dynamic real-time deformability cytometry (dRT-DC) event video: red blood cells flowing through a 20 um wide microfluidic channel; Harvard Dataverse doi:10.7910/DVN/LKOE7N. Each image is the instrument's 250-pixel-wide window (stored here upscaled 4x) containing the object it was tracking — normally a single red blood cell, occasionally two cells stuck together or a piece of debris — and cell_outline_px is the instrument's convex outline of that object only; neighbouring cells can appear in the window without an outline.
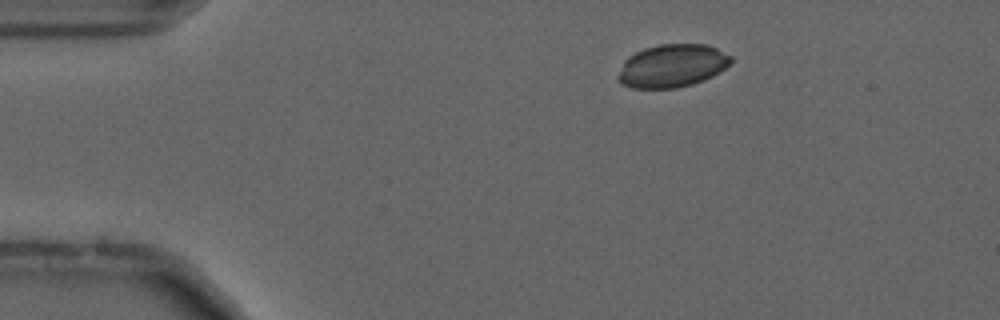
{"species": "common noctule bat (a hibernating species)", "species_latin": "Nyctalus noctula", "temperature_condition": "cold", "stored_images_in_passage": 49, "camera_frame_rate_fps": 3000, "um_per_image_px": 0.085, "animal": {"sex": "male", "forearm_length_mm": 52.5}, "frame": {"image": 1, "passage_image": 3, "time_ms": 0.667, "image_size_px": [1000, 320], "cell_outline_px": [[732, 64], [712, 76], [704, 80], [692, 84], [676, 88], [632, 88], [620, 84], [616, 76], [624, 60], [628, 56], [644, 48], [660, 44], [708, 44], [732, 56]], "centroid_in_image_um": [57.12, 5.59], "position_along_channel_um": 27.9, "area_um2": 28.55}}
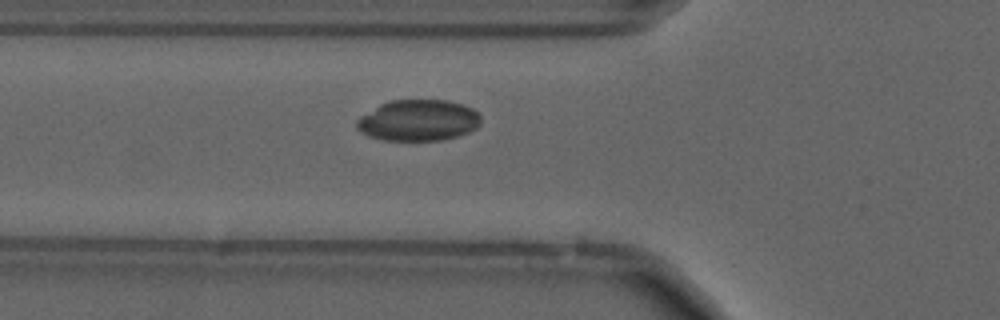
{"frame": {"image": 2, "passage_image": 13, "time_ms": 4.0, "image_size_px": [1000, 320], "cell_outline_px": [[480, 124], [476, 128], [468, 132], [456, 136], [440, 140], [380, 140], [368, 136], [360, 132], [356, 128], [356, 120], [360, 116], [380, 104], [388, 100], [448, 100], [472, 108], [480, 116]], "centroid_in_image_um": [35.51, 10.23], "position_along_channel_um": 90.3, "area_um2": 29.82}}
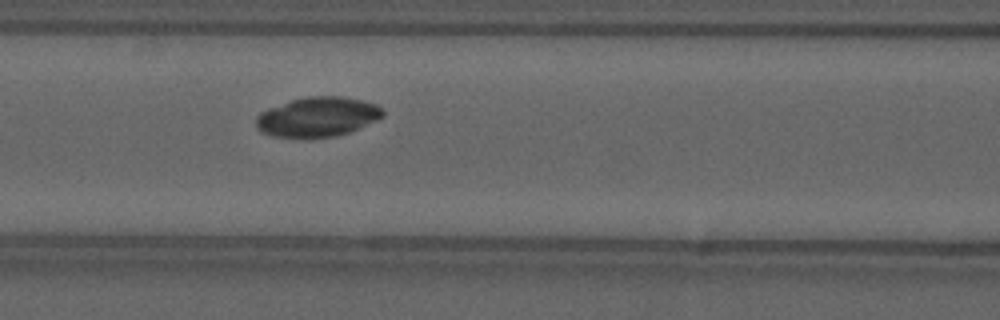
{"frame": {"image": 3, "passage_image": 17, "time_ms": 5.333, "image_size_px": [1000, 320], "cell_outline_px": [[384, 116], [376, 120], [348, 132], [336, 136], [304, 140], [276, 136], [260, 132], [256, 124], [256, 116], [260, 112], [268, 108], [292, 100], [308, 96], [340, 96], [364, 100], [376, 104], [384, 108]], "centroid_in_image_um": [26.98, 9.95], "position_along_channel_um": 139.6, "area_um2": 29.77}}